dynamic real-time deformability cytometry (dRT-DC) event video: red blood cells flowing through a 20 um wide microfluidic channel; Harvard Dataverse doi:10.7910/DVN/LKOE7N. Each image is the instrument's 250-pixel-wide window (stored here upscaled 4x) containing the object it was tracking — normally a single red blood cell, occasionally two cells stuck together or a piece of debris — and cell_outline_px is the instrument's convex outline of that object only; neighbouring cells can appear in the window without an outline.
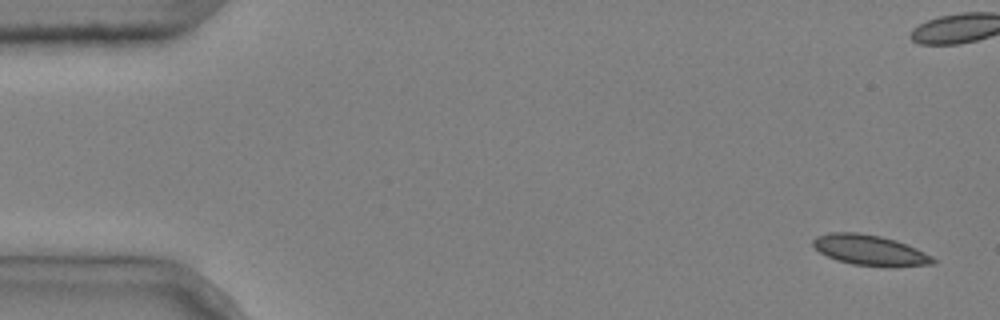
{"species": "common noctule bat (a hibernating species)", "species_latin": "Nyctalus noctula", "temperature_condition": "cold", "stored_images_in_passage": 7, "camera_frame_rate_fps": 3000, "um_per_image_px": 0.085, "animal": {"sex": "male", "body_mass_g": 20.4}, "frame": {"image": 1, "passage_image": 1, "time_ms": 0.0, "image_size_px": [1000, 320], "cell_outline_px": [[936, 264], [888, 268], [852, 264], [836, 260], [820, 252], [812, 244], [812, 240], [816, 236], [832, 232], [856, 232], [880, 236], [896, 240], [916, 248], [932, 256], [936, 260]], "centroid_in_image_um": [73.98, 21.29], "position_along_channel_um": 11.0, "area_um2": 21.56}}